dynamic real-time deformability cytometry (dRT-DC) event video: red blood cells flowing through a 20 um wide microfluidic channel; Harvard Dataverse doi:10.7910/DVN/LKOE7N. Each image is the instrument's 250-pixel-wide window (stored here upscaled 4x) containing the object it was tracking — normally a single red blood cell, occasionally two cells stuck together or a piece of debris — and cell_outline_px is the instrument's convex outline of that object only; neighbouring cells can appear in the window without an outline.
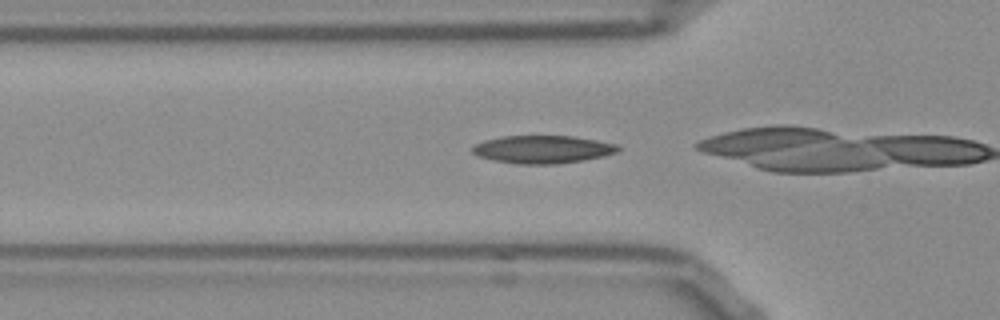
{"species": "Egyptian fruit bat (a non-hibernating species)", "species_latin": "Rousettus aegyptiacus", "temperature_condition": "room temperature", "stored_images_in_passage": 21, "camera_frame_rate_fps": 3000, "um_per_image_px": 0.085, "frame": {"image": 1, "passage_image": 13, "time_ms": 4.0, "image_size_px": [1000, 320], "cell_outline_px": [[620, 148], [616, 152], [604, 156], [584, 160], [560, 164], [516, 164], [492, 160], [480, 156], [472, 152], [472, 148], [476, 144], [484, 140], [504, 136], [572, 136], [596, 140], [616, 144]], "centroid_in_image_um": [46.13, 12.7], "position_along_channel_um": 79.7, "area_um2": 23.58}}